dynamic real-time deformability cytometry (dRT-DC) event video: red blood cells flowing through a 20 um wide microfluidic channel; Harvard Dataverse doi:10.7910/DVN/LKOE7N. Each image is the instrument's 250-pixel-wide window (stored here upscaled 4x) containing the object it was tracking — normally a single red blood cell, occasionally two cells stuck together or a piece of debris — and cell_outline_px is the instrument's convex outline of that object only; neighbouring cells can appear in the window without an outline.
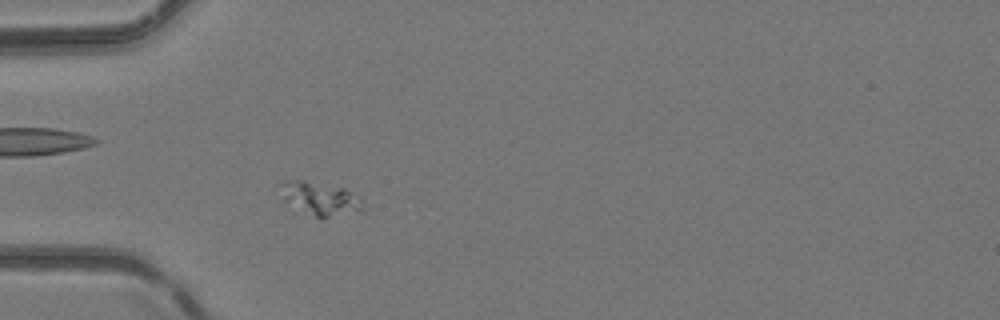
{"species": "common noctule bat (a hibernating species)", "species_latin": "Nyctalus noctula", "temperature_condition": "room temperature", "stored_images_in_passage": 4, "camera_frame_rate_fps": 3000, "um_per_image_px": 0.085, "animal": {"sex": "female", "body_mass_g": 24.6, "forearm_length_mm": 56.2}, "frame": {"image": 1, "passage_image": 4, "time_ms": 1.0, "image_size_px": [1000, 320], "cell_outline_px": [[364, 212], [328, 216], [316, 216], [280, 200], [276, 184], [284, 180], [304, 180], [344, 188], [360, 200], [364, 204]], "centroid_in_image_um": [27.11, 16.84], "position_along_channel_um": 57.9, "area_um2": 16.07}}